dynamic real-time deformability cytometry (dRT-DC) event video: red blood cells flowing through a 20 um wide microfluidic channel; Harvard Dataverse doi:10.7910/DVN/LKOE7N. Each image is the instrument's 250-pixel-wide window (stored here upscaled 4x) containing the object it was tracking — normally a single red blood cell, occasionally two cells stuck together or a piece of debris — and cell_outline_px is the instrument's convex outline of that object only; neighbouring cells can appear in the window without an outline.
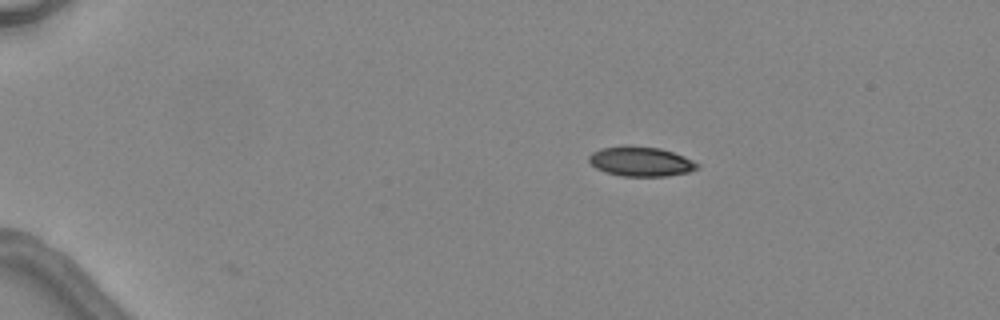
{"species": "common noctule bat (a hibernating species)", "species_latin": "Nyctalus noctula", "temperature_condition": "warm", "stored_images_in_passage": 4, "camera_frame_rate_fps": 3000, "um_per_image_px": 0.085, "animal": {"sex": "female", "body_mass_g": 24.6, "forearm_length_mm": 56.2}, "frame": {"image": 1, "passage_image": 2, "time_ms": 2.0, "image_size_px": [1000, 320], "cell_outline_px": [[700, 164], [696, 168], [688, 172], [668, 176], [620, 176], [604, 172], [596, 168], [588, 160], [588, 156], [592, 152], [600, 148], [624, 144], [628, 144], [660, 148], [684, 156]], "centroid_in_image_um": [54.42, 13.71], "position_along_channel_um": 30.6, "area_um2": 19.02}}